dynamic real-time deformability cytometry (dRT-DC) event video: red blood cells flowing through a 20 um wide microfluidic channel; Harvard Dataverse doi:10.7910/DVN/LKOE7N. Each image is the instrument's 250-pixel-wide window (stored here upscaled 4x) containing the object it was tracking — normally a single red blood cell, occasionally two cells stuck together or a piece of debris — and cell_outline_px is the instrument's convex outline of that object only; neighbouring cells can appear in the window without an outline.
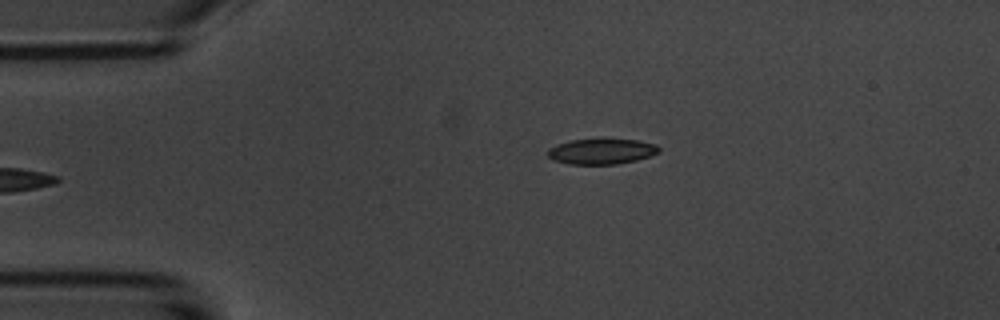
{"species": "common noctule bat (a hibernating species)", "species_latin": "Nyctalus noctula", "temperature_condition": "room temperature", "stored_images_in_passage": 6, "camera_frame_rate_fps": 3000, "um_per_image_px": 0.085, "animal": {"sex": "male", "body_mass_g": 20.1, "forearm_length_mm": 53.5}, "frame": {"image": 1, "passage_image": 6, "time_ms": 5.667, "image_size_px": [1000, 320], "cell_outline_px": [[660, 152], [636, 160], [616, 164], [568, 164], [552, 160], [548, 156], [548, 148], [556, 144], [572, 140], [600, 136], [636, 140], [656, 144], [660, 148]], "centroid_in_image_um": [51.11, 12.82], "position_along_channel_um": 33.9, "area_um2": 17.22}}